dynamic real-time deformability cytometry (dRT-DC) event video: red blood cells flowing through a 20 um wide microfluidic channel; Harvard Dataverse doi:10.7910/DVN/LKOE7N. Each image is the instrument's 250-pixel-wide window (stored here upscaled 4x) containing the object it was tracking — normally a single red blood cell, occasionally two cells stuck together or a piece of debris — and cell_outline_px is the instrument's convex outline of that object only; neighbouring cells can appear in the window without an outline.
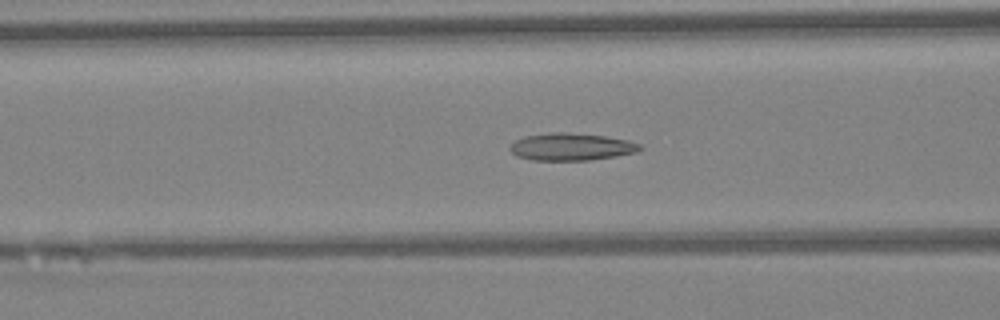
{"species": "Egyptian fruit bat (a non-hibernating species)", "species_latin": "Rousettus aegyptiacus", "temperature_condition": "warm", "stored_images_in_passage": 46, "camera_frame_rate_fps": 3000, "um_per_image_px": 0.085, "animal": {"sex": "female"}, "frame": {"image": 1, "passage_image": 18, "time_ms": 5.667, "image_size_px": [1000, 320], "cell_outline_px": [[644, 148], [636, 152], [616, 156], [588, 160], [532, 160], [516, 156], [508, 148], [516, 140], [524, 136], [548, 132], [568, 132], [604, 136], [628, 140], [640, 144]], "centroid_in_image_um": [48.55, 12.47], "position_along_channel_um": 118.1, "area_um2": 20.75}}
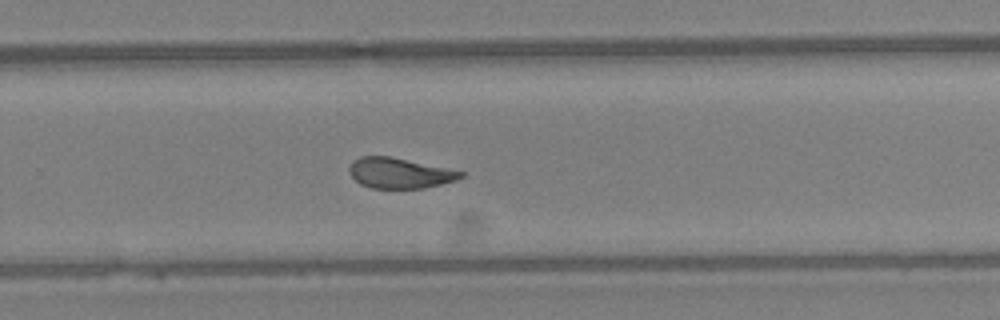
{"frame": {"image": 2, "passage_image": 30, "time_ms": 9.667, "image_size_px": [1000, 320], "cell_outline_px": [[464, 176], [456, 180], [424, 188], [372, 188], [360, 184], [348, 172], [348, 168], [352, 160], [360, 156], [388, 156], [464, 172]], "centroid_in_image_um": [33.91, 14.71], "position_along_channel_um": 295.9, "area_um2": 19.54}}
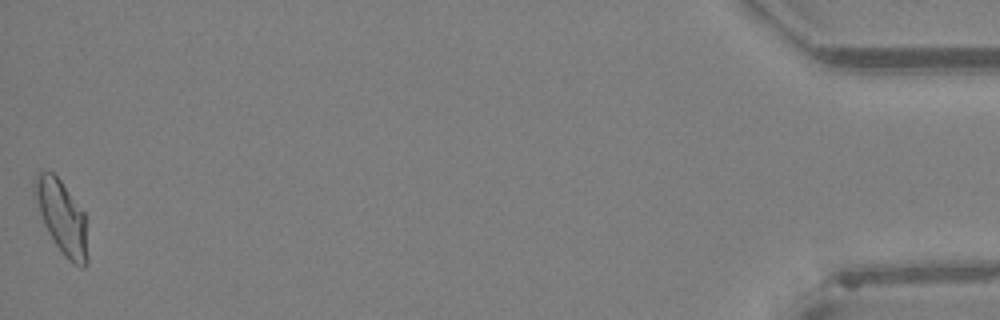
{"frame": {"image": 3, "passage_image": 46, "time_ms": 15.0, "image_size_px": [1000, 320], "cell_outline_px": [[88, 264], [84, 268], [80, 268], [72, 264], [64, 256], [48, 232], [44, 224], [32, 192], [32, 184], [36, 172], [52, 172], [60, 180], [84, 212], [88, 260]], "centroid_in_image_um": [5.24, 18.47], "position_along_channel_um": 430.0, "area_um2": 22.66}, "authors_computed_cell_mechanics": {"area_um2": 20.9236, "velocity_mm_per_s": 4.3376, "shape_relaxation_time_tau1_ms": null, "shape_relaxation_time_tau2_ms": 1.6991, "deformation_change_tau1": null, "deformation_change_tau2": 0.0967}}